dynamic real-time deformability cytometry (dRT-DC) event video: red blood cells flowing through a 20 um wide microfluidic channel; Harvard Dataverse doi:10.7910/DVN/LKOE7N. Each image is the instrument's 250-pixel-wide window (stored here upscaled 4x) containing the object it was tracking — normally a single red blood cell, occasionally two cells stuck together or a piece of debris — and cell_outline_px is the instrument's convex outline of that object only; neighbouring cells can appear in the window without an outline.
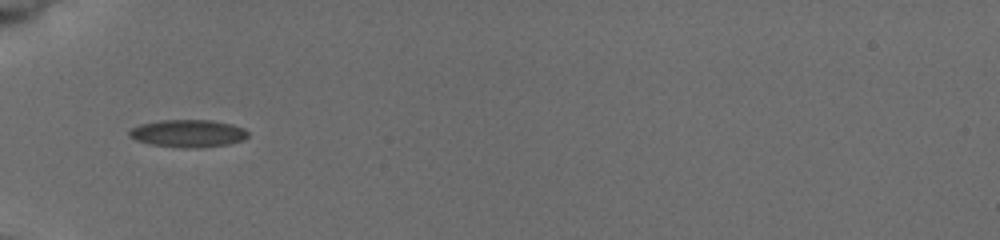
{"species": "common noctule bat (a hibernating species)", "species_latin": "Nyctalus noctula", "temperature_condition": "cold", "stored_images_in_passage": 48, "camera_frame_rate_fps": 3000, "um_per_image_px": 0.085, "animal": {"sex": "female", "body_mass_g": 19.5, "forearm_length_mm": 54.1}, "frame": {"image": 1, "passage_image": 1, "time_ms": 0.0, "image_size_px": [1000, 240], "cell_outline_px": [[248, 136], [244, 140], [228, 144], [200, 148], [184, 148], [148, 144], [136, 140], [128, 136], [128, 132], [132, 128], [140, 124], [160, 120], [212, 120], [232, 124], [244, 128], [248, 132]], "centroid_in_image_um": [15.99, 11.34], "position_along_channel_um": 69.0, "area_um2": 19.25}}
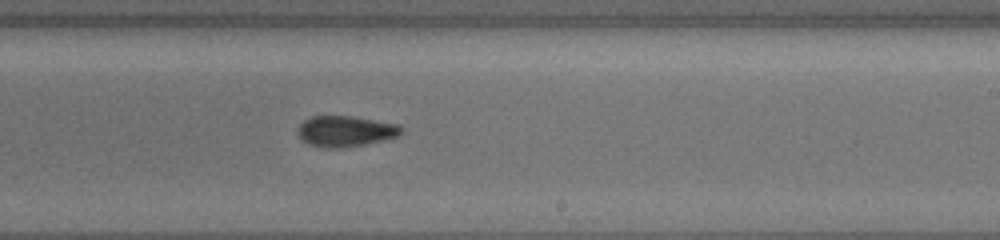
{"frame": {"image": 2, "passage_image": 21, "time_ms": 5.0, "image_size_px": [1000, 240], "cell_outline_px": [[404, 132], [396, 136], [384, 140], [364, 144], [340, 148], [320, 148], [308, 144], [296, 132], [300, 124], [304, 120], [312, 116], [348, 116], [396, 124], [404, 128]], "centroid_in_image_um": [29.34, 11.16], "position_along_channel_um": 259.7, "area_um2": 18.44}}
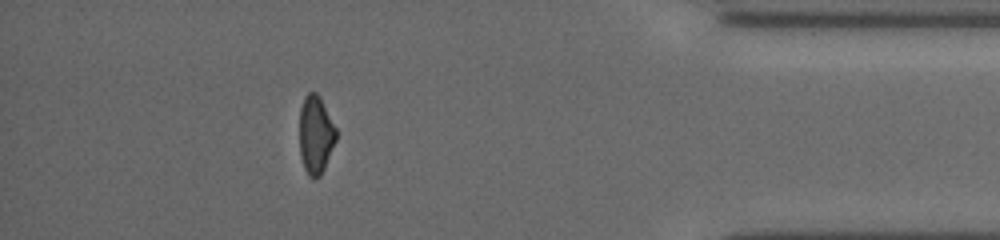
{"frame": {"image": 3, "passage_image": 41, "time_ms": 9.667, "image_size_px": [1000, 240], "cell_outline_px": [[336, 140], [324, 168], [320, 176], [308, 176], [304, 168], [300, 156], [300, 108], [304, 96], [308, 92], [316, 92], [320, 96], [336, 128]], "centroid_in_image_um": [26.82, 11.42], "position_along_channel_um": 408.4, "area_um2": 16.59}, "authors_computed_cell_mechanics": {"area_um2": 17.7446, "velocity_mm_per_s": 3.9059, "shape_relaxation_time_tau1_ms": 3.162, "shape_relaxation_time_tau2_ms": 2.8345, "deformation_change_tau1": 0.1192, "deformation_change_tau2": 0.088}}